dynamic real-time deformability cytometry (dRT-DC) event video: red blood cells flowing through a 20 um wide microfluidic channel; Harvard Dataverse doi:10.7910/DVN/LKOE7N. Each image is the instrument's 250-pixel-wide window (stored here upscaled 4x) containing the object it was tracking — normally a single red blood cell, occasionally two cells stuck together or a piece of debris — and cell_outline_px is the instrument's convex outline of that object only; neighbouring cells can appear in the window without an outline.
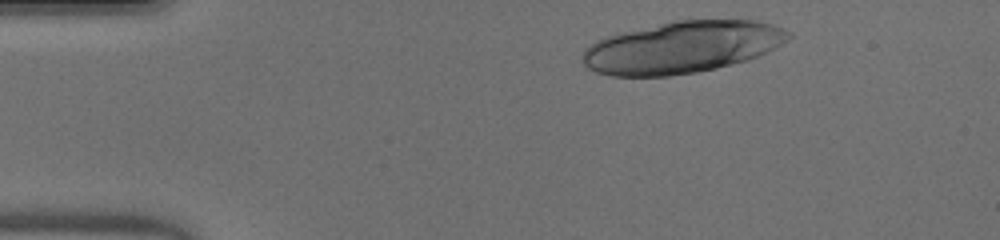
{"species": "human", "species_latin": "Homo sapiens", "temperature_condition": "warm", "stored_images_in_passage": 19, "segment_of_instrument_passage": [1, 2], "camera_frame_rate_fps": 3000, "um_per_image_px": 0.085, "donor": {"sex": "male"}, "frame": {"image": 1, "passage_image": 2, "time_ms": 0.333, "image_size_px": [1000, 240], "cell_outline_px": [[792, 36], [780, 44], [748, 60], [716, 68], [696, 72], [668, 76], [612, 76], [596, 72], [588, 68], [584, 64], [580, 56], [584, 48], [596, 40], [604, 36], [616, 32], [672, 20], [756, 20], [772, 24], [784, 28], [792, 32]], "centroid_in_image_um": [57.9, 4.0], "position_along_channel_um": 27.1, "area_um2": 62.71}}